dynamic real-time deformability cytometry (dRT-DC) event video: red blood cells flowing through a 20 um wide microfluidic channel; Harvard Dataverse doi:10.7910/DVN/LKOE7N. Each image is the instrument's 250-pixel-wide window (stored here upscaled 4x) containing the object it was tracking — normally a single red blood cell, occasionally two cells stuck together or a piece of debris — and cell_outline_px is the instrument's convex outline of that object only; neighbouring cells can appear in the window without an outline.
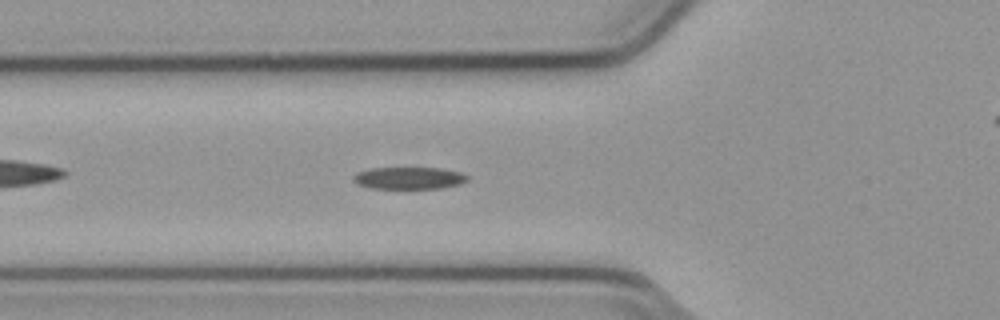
{"species": "common noctule bat (a hibernating species)", "species_latin": "Nyctalus noctula", "temperature_condition": "cold", "stored_images_in_passage": 44, "camera_frame_rate_fps": 3000, "um_per_image_px": 0.085, "animal": {"sex": "male", "body_mass_g": 23.1, "forearm_length_mm": 52.7}, "frame": {"image": 1, "passage_image": 8, "time_ms": 2.333, "image_size_px": [1000, 320], "cell_outline_px": [[468, 180], [460, 184], [440, 188], [368, 188], [356, 184], [352, 180], [352, 176], [356, 172], [368, 168], [440, 168], [460, 172], [468, 176]], "centroid_in_image_um": [34.7, 15.13], "position_along_channel_um": 91.1, "area_um2": 14.8}}
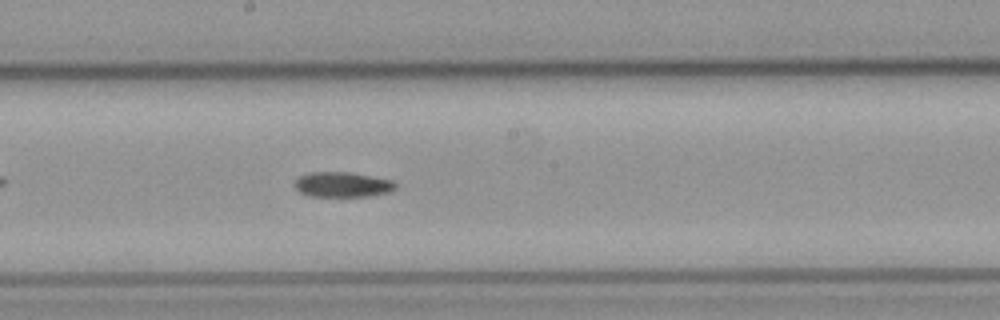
{"frame": {"image": 2, "passage_image": 18, "time_ms": 5.667, "image_size_px": [1000, 320], "cell_outline_px": [[396, 188], [388, 192], [368, 196], [308, 196], [300, 192], [292, 184], [300, 176], [308, 172], [348, 172], [392, 180], [396, 184]], "centroid_in_image_um": [29.07, 15.68], "position_along_channel_um": 219.1, "area_um2": 14.68}}
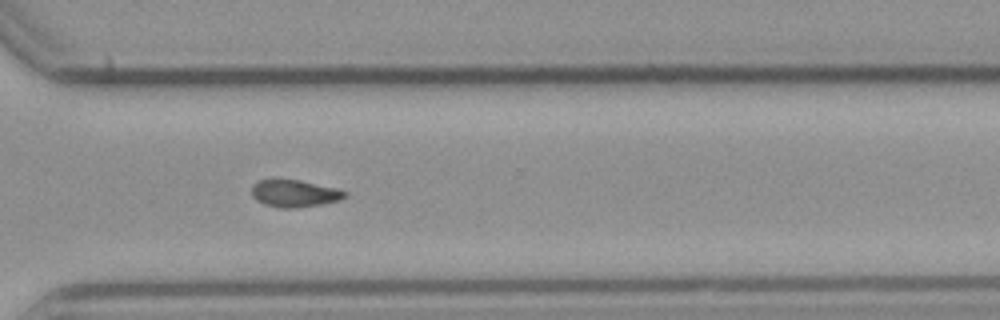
{"frame": {"image": 3, "passage_image": 28, "time_ms": 9.0, "image_size_px": [1000, 320], "cell_outline_px": [[348, 196], [340, 200], [320, 204], [296, 208], [280, 208], [264, 204], [256, 200], [252, 196], [252, 184], [260, 180], [300, 180], [336, 188], [348, 192]], "centroid_in_image_um": [25.05, 16.45], "position_along_channel_um": 345.6, "area_um2": 14.74}, "authors_computed_cell_mechanics": {"area_um2": 14.9413, "velocity_mm_per_s": 3.8056, "shape_relaxation_time_tau1_ms": 3.9907, "shape_relaxation_time_tau2_ms": null, "deformation_change_tau1": 0.1363, "deformation_change_tau2": null}}